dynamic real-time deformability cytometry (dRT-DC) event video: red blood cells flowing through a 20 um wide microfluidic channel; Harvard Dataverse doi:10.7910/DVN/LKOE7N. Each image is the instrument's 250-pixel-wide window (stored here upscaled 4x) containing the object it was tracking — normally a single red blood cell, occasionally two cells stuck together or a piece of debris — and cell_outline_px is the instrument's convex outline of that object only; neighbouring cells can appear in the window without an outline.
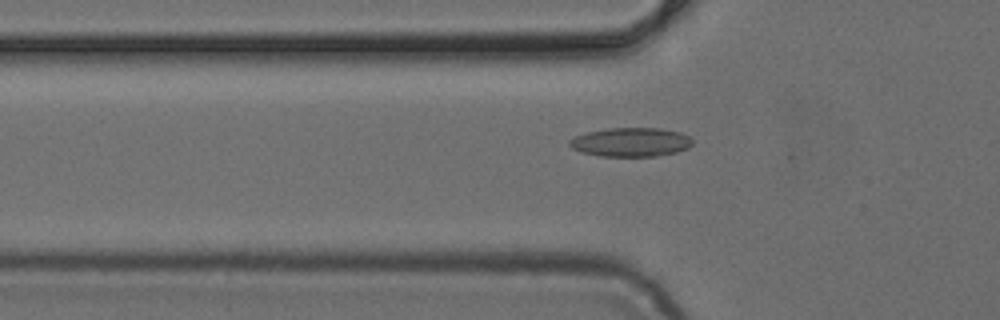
{"species": "common noctule bat (a hibernating species)", "species_latin": "Nyctalus noctula", "temperature_condition": "cold", "stored_images_in_passage": 35, "camera_frame_rate_fps": 3000, "um_per_image_px": 0.085, "animal": {"sex": "female", "body_mass_g": 24.6, "forearm_length_mm": 56.2}, "frame": {"image": 1, "passage_image": 2, "time_ms": 0.333, "image_size_px": [1000, 320], "cell_outline_px": [[692, 144], [688, 148], [676, 152], [656, 156], [600, 156], [584, 152], [572, 148], [568, 144], [568, 140], [576, 136], [588, 132], [608, 128], [660, 128], [680, 132], [688, 136], [692, 140]], "centroid_in_image_um": [53.63, 12.08], "position_along_channel_um": 72.2, "area_um2": 20.63}}
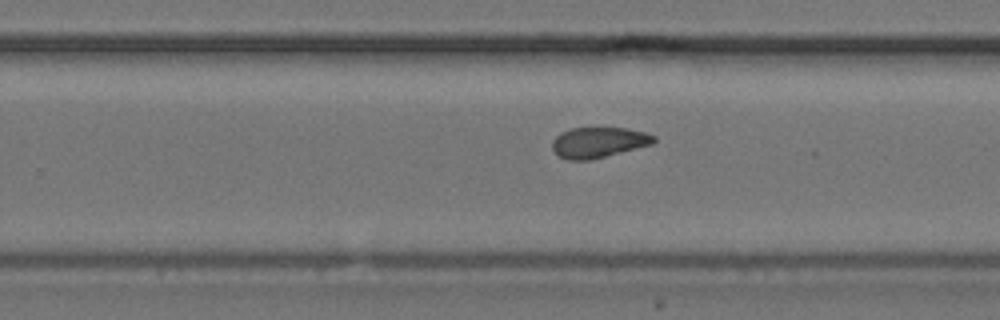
{"frame": {"image": 2, "passage_image": 17, "time_ms": 5.333, "image_size_px": [1000, 320], "cell_outline_px": [[656, 140], [652, 144], [588, 160], [568, 160], [560, 156], [552, 148], [552, 140], [560, 132], [572, 128], [628, 128], [648, 132], [656, 136]], "centroid_in_image_um": [50.89, 12.08], "position_along_channel_um": 278.9, "area_um2": 17.98}}
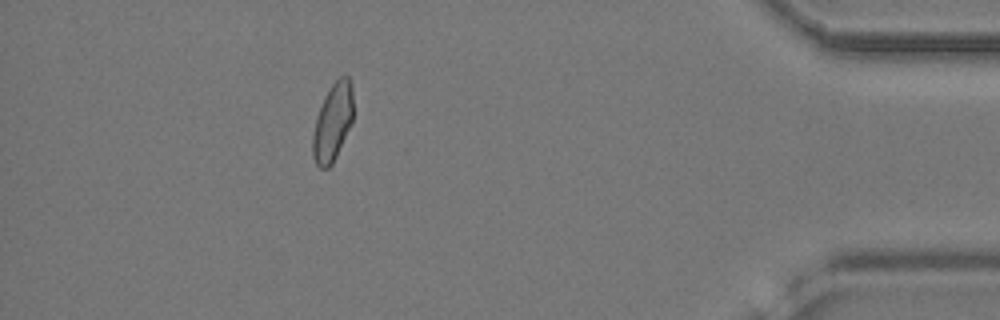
{"frame": {"image": 3, "passage_image": 30, "time_ms": 9.667, "image_size_px": [1000, 320], "cell_outline_px": [[352, 120], [336, 156], [332, 164], [328, 168], [320, 168], [316, 164], [312, 156], [312, 136], [316, 116], [324, 96], [332, 84], [340, 76], [348, 76], [352, 80]], "centroid_in_image_um": [28.25, 10.37], "position_along_channel_um": 406.9, "area_um2": 18.26}}